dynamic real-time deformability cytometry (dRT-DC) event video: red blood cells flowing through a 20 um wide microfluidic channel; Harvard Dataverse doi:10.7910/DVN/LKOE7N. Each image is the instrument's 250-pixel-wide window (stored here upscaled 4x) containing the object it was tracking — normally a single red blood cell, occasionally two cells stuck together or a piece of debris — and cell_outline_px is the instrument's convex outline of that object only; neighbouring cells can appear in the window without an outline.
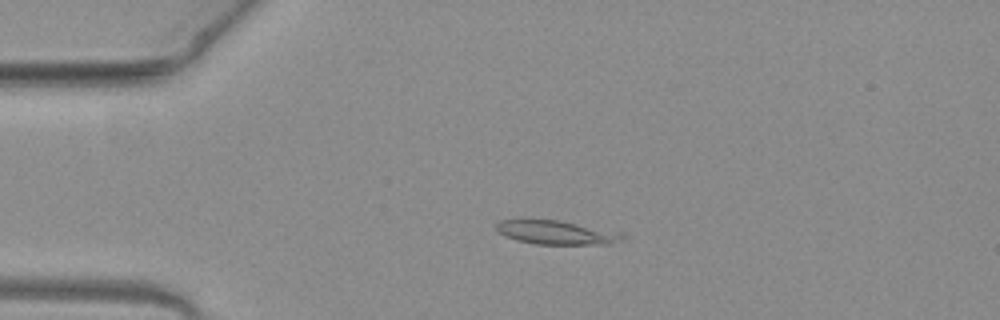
{"species": "common noctule bat (a hibernating species)", "species_latin": "Nyctalus noctula", "temperature_condition": "warm", "stored_images_in_passage": 12, "camera_frame_rate_fps": 3000, "um_per_image_px": 0.085, "animal": {"sex": "female", "body_mass_g": 19.3, "forearm_length_mm": 54.1}, "frame": {"image": 1, "passage_image": 11, "time_ms": 3.333, "image_size_px": [1000, 320], "cell_outline_px": [[628, 236], [624, 240], [608, 244], [536, 244], [516, 240], [500, 232], [496, 228], [496, 224], [500, 220], [520, 216], [524, 216], [556, 220], [624, 232]], "centroid_in_image_um": [47.28, 19.71], "position_along_channel_um": 37.7, "area_um2": 18.32}}